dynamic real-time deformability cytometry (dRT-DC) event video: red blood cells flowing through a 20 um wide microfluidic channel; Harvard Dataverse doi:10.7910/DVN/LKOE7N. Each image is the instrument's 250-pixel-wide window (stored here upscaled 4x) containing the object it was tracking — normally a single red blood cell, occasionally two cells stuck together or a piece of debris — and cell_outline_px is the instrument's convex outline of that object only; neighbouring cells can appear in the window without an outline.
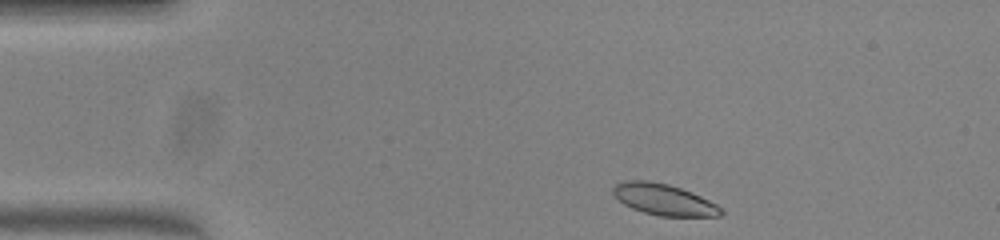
{"species": "common noctule bat (a hibernating species)", "species_latin": "Nyctalus noctula", "temperature_condition": "warm", "stored_images_in_passage": 44, "camera_frame_rate_fps": 3000, "um_per_image_px": 0.085, "animal": {"sex": "female", "body_mass_g": 23.0, "forearm_length_mm": 53.4}, "frame": {"image": 1, "passage_image": 1, "time_ms": 0.0, "image_size_px": [1000, 240], "cell_outline_px": [[724, 212], [720, 216], [660, 216], [644, 212], [632, 208], [624, 204], [612, 192], [612, 188], [616, 184], [624, 180], [648, 180], [668, 184], [692, 192], [724, 208]], "centroid_in_image_um": [56.44, 16.96], "position_along_channel_um": 28.6, "area_um2": 19.59}}
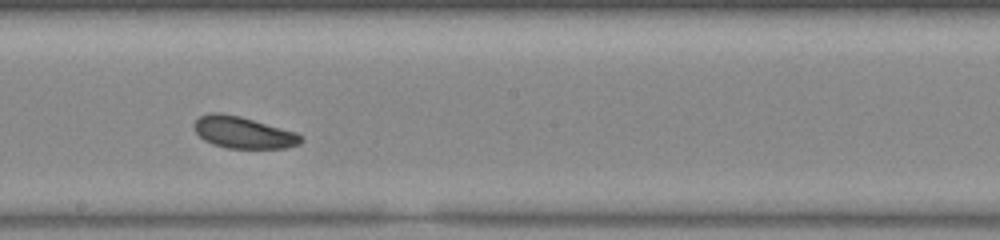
{"frame": {"image": 2, "passage_image": 21, "time_ms": 6.667, "image_size_px": [1000, 240], "cell_outline_px": [[304, 140], [300, 144], [288, 148], [228, 148], [212, 144], [204, 140], [196, 132], [192, 124], [200, 116], [208, 112], [220, 112], [240, 116], [296, 132], [304, 136]], "centroid_in_image_um": [20.69, 11.26], "position_along_channel_um": 227.5, "area_um2": 19.94}}
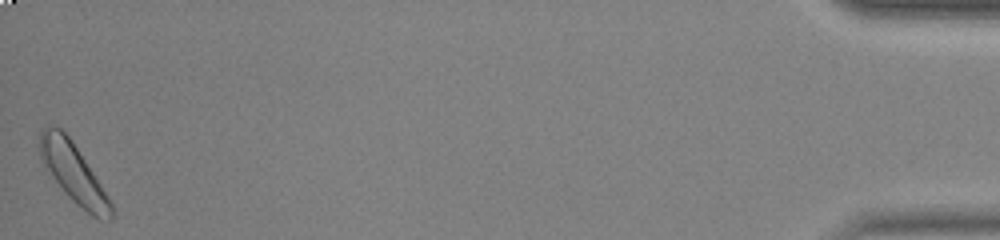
{"frame": {"image": 3, "passage_image": 44, "time_ms": 14.333, "image_size_px": [1000, 240], "cell_outline_px": [[116, 212], [112, 220], [100, 220], [92, 216], [76, 204], [64, 192], [40, 160], [36, 148], [40, 132], [48, 124], [52, 124], [60, 128], [72, 140], [100, 184], [112, 204]], "centroid_in_image_um": [6.21, 14.69], "position_along_channel_um": 429.0, "area_um2": 24.8}, "authors_computed_cell_mechanics": {"area_um2": 20.4612, "velocity_mm_per_s": 3.8916, "shape_relaxation_time_tau1_ms": 1.539, "shape_relaxation_time_tau2_ms": 4.8417, "deformation_change_tau1": 0.0658, "deformation_change_tau2": 0.1356}}